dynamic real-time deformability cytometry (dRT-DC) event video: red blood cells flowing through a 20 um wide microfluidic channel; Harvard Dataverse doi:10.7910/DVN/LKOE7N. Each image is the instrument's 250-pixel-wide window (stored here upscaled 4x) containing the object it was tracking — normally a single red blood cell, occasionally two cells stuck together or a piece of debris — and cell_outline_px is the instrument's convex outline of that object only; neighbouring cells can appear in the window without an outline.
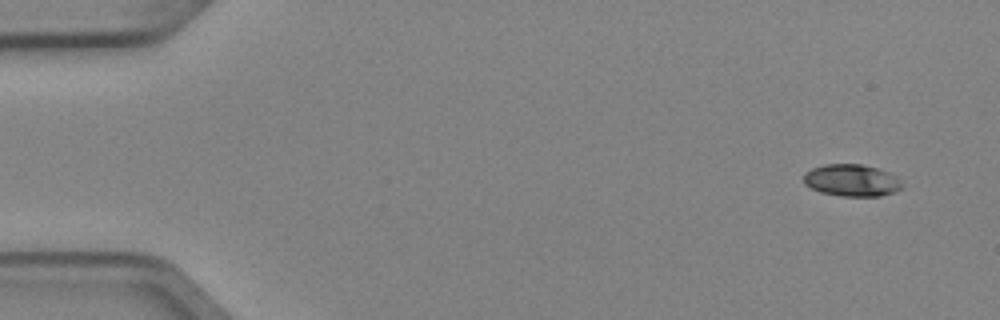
{"species": "Egyptian fruit bat (a non-hibernating species)", "species_latin": "Rousettus aegyptiacus", "temperature_condition": "cold", "stored_images_in_passage": 5, "segment_of_instrument_passage": [2, 2], "camera_frame_rate_fps": 3000, "um_per_image_px": 0.085, "animal": {"sex": "female"}, "frame": {"image": 1, "passage_image": 5, "time_ms": 1.333, "image_size_px": [1000, 320], "cell_outline_px": [[904, 188], [896, 192], [880, 196], [840, 196], [820, 192], [804, 184], [804, 172], [812, 168], [824, 164], [860, 164], [880, 168], [896, 176], [904, 184]], "centroid_in_image_um": [72.43, 15.33], "position_along_channel_um": 12.6, "area_um2": 18.67}}